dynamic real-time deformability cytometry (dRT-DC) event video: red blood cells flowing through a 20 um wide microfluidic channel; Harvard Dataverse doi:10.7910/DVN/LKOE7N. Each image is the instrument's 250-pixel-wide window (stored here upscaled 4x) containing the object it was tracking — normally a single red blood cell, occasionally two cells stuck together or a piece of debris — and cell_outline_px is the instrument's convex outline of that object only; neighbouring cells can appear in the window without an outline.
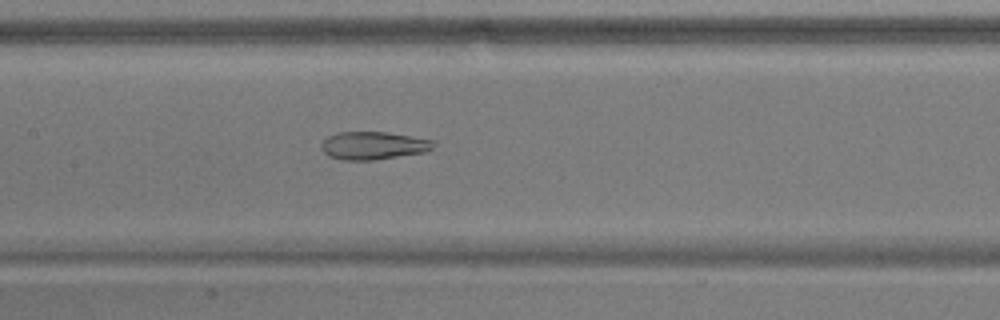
{"species": "common noctule bat (a hibernating species)", "species_latin": "Nyctalus noctula", "temperature_condition": "warm", "stored_images_in_passage": 49, "camera_frame_rate_fps": 3000, "um_per_image_px": 0.085, "animal": {"sex": "male", "body_mass_g": 17.9}, "frame": {"image": 1, "passage_image": 21, "time_ms": 6.667, "image_size_px": [1000, 320], "cell_outline_px": [[436, 144], [432, 148], [424, 152], [372, 160], [344, 160], [328, 156], [320, 148], [320, 144], [328, 136], [336, 132], [388, 132], [436, 140]], "centroid_in_image_um": [31.73, 12.36], "position_along_channel_um": 175.7, "area_um2": 18.32}}
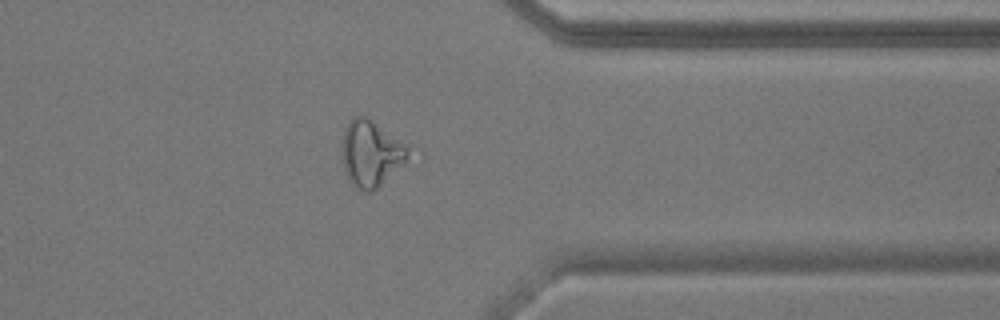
{"frame": {"image": 2, "passage_image": 38, "time_ms": 12.333, "image_size_px": [1000, 320], "cell_outline_px": [[408, 152], [404, 160], [372, 192], [364, 192], [356, 188], [352, 184], [344, 168], [344, 128], [348, 120], [352, 116], [364, 116], [404, 144], [408, 148]], "centroid_in_image_um": [31.46, 13.04], "position_along_channel_um": 379.9, "area_um2": 23.99}}
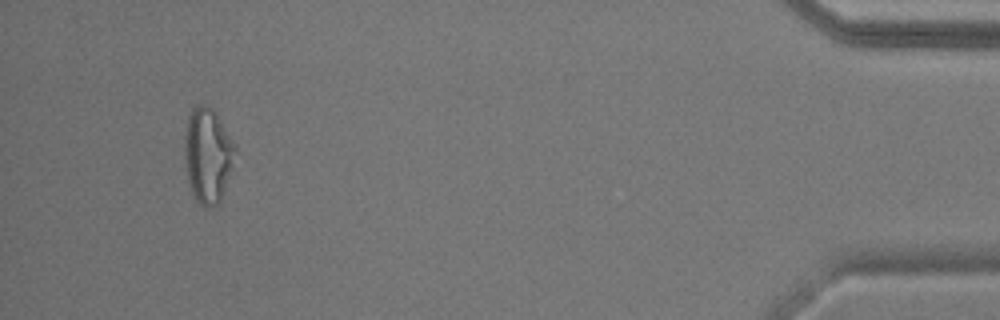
{"frame": {"image": 3, "passage_image": 46, "time_ms": 15.0, "image_size_px": [1000, 320], "cell_outline_px": [[236, 148], [232, 168], [224, 192], [220, 200], [212, 208], [204, 208], [192, 196], [188, 180], [184, 160], [184, 136], [188, 116], [192, 108], [196, 104], [204, 104], [212, 108], [216, 112], [236, 144]], "centroid_in_image_um": [17.65, 13.19], "position_along_channel_um": 417.6, "area_um2": 28.55}, "authors_computed_cell_mechanics": {"area_um2": 24.565, "velocity_mm_per_s": 3.7553, "shape_relaxation_time_tau1_ms": null, "shape_relaxation_time_tau2_ms": 2.7444, "deformation_change_tau1": null, "deformation_change_tau2": 0.132}}